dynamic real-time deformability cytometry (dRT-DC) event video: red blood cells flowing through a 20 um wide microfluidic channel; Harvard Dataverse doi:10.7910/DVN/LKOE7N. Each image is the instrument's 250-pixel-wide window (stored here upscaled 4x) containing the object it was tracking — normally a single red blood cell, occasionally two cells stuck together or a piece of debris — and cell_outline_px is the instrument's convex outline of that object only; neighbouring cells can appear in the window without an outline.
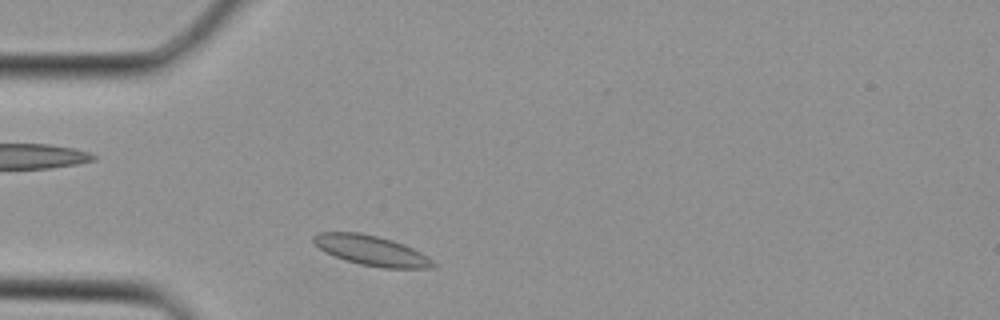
{"species": "Egyptian fruit bat (a non-hibernating species)", "species_latin": "Rousettus aegyptiacus", "temperature_condition": "cold", "stored_images_in_passage": 3, "camera_frame_rate_fps": 3000, "um_per_image_px": 0.085, "animal": {"sex": "female"}, "frame": {"image": 1, "passage_image": 3, "time_ms": 0.667, "image_size_px": [1000, 320], "cell_outline_px": [[436, 264], [432, 268], [380, 268], [360, 264], [324, 252], [312, 240], [312, 236], [320, 232], [360, 232], [392, 240], [404, 244], [428, 256]], "centroid_in_image_um": [31.58, 21.29], "position_along_channel_um": 53.4, "area_um2": 20.75}}